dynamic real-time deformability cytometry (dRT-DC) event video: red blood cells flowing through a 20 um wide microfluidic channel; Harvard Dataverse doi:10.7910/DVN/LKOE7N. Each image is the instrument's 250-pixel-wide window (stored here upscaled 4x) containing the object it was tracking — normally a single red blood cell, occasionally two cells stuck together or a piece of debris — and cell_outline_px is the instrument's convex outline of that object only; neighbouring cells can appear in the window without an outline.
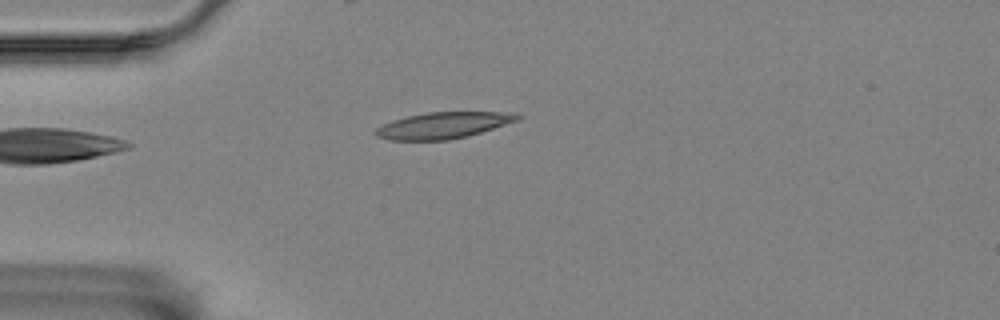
{"species": "Egyptian fruit bat (a non-hibernating species)", "species_latin": "Rousettus aegyptiacus", "temperature_condition": "room temperature", "stored_images_in_passage": 1, "camera_frame_rate_fps": 3000, "um_per_image_px": 0.085, "animal": {"sex": "female"}, "frame": {"image": 1, "passage_image": 1, "time_ms": 0.0, "image_size_px": [1000, 320], "cell_outline_px": [[524, 116], [520, 120], [468, 136], [448, 140], [388, 140], [376, 136], [376, 128], [392, 120], [408, 116], [428, 112], [516, 112]], "centroid_in_image_um": [37.74, 10.65], "position_along_channel_um": 47.3, "area_um2": 21.85}}